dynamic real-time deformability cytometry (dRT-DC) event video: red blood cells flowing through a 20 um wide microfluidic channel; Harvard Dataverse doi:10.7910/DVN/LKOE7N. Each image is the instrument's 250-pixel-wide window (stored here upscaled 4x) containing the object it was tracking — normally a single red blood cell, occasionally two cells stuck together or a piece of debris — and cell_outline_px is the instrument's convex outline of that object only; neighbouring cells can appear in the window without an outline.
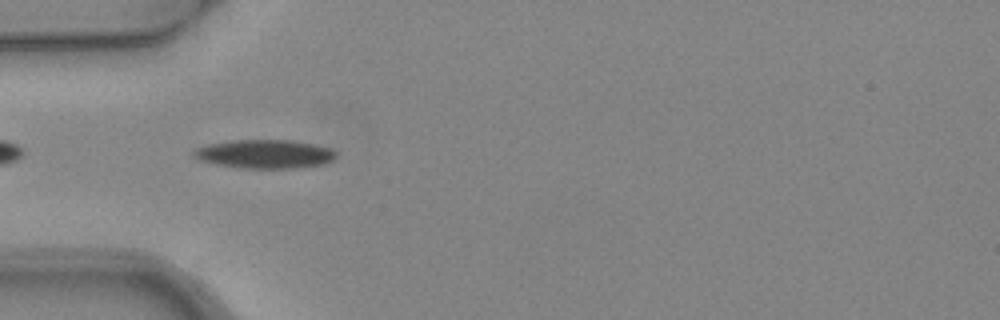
{"species": "common noctule bat (a hibernating species)", "species_latin": "Nyctalus noctula", "temperature_condition": "warm", "stored_images_in_passage": 3, "camera_frame_rate_fps": 3000, "um_per_image_px": 0.085, "animal": {"sex": "female", "body_mass_g": 24.6, "forearm_length_mm": 56.2}, "frame": {"image": 1, "passage_image": 1, "time_ms": 0.0, "image_size_px": [1000, 320], "cell_outline_px": [[336, 156], [332, 160], [324, 164], [300, 168], [240, 168], [216, 164], [196, 160], [192, 156], [192, 152], [196, 148], [208, 144], [232, 140], [292, 140], [332, 148], [336, 152]], "centroid_in_image_um": [22.48, 13.09], "position_along_channel_um": 62.5, "area_um2": 24.04}}
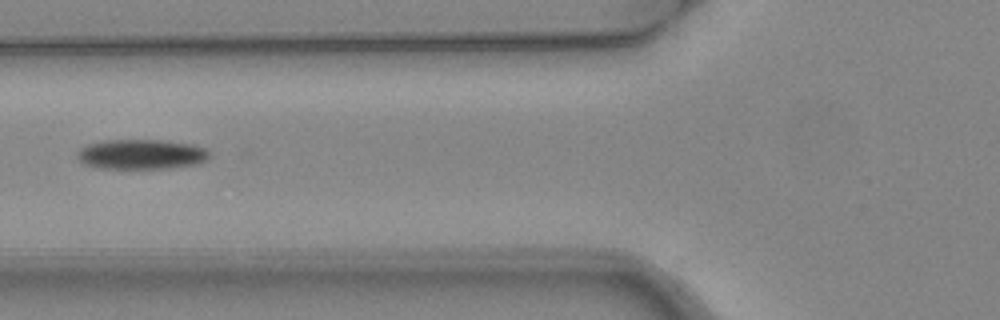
{"frame": {"image": 2, "passage_image": 2, "time_ms": 0.333, "image_size_px": [1000, 320], "cell_outline_px": [[208, 156], [204, 160], [196, 164], [168, 168], [100, 168], [84, 164], [76, 156], [76, 152], [80, 148], [88, 144], [100, 140], [160, 140], [192, 144], [204, 148], [208, 152]], "centroid_in_image_um": [11.94, 13.1], "position_along_channel_um": 113.9, "area_um2": 22.89}}
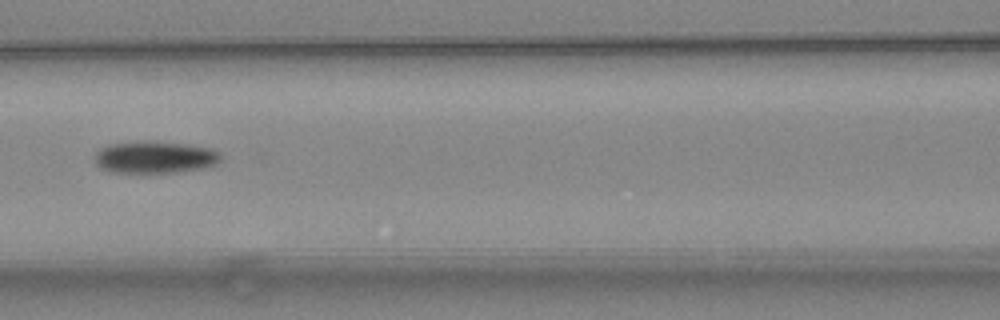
{"frame": {"image": 3, "passage_image": 3, "time_ms": 0.667, "image_size_px": [1000, 320], "cell_outline_px": [[220, 160], [216, 164], [200, 168], [172, 172], [112, 172], [100, 168], [96, 164], [96, 152], [100, 148], [108, 144], [188, 144], [212, 148], [220, 152]], "centroid_in_image_um": [13.18, 13.4], "position_along_channel_um": 153.4, "area_um2": 22.37}}